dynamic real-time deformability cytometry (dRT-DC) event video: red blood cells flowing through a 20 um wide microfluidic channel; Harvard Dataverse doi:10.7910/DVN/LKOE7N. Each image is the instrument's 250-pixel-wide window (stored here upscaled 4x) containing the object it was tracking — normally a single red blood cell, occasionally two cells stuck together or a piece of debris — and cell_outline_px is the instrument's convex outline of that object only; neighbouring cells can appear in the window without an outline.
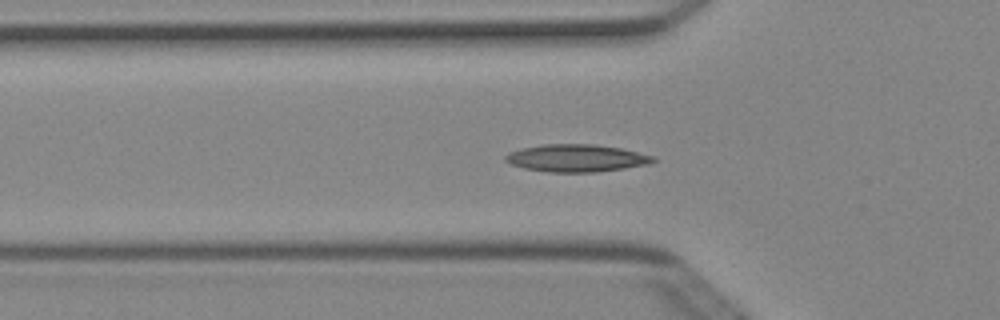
{"species": "Egyptian fruit bat (a non-hibernating species)", "species_latin": "Rousettus aegyptiacus", "temperature_condition": "cold", "stored_images_in_passage": 42, "camera_frame_rate_fps": 3000, "um_per_image_px": 0.085, "animal": {"sex": "female"}, "frame": {"image": 1, "passage_image": 7, "time_ms": 2.0, "image_size_px": [1000, 320], "cell_outline_px": [[656, 160], [648, 164], [624, 168], [596, 172], [548, 172], [524, 168], [512, 164], [504, 160], [504, 156], [508, 152], [520, 148], [540, 144], [596, 144], [620, 148], [656, 156]], "centroid_in_image_um": [48.97, 13.43], "position_along_channel_um": 76.8, "area_um2": 23.76}}
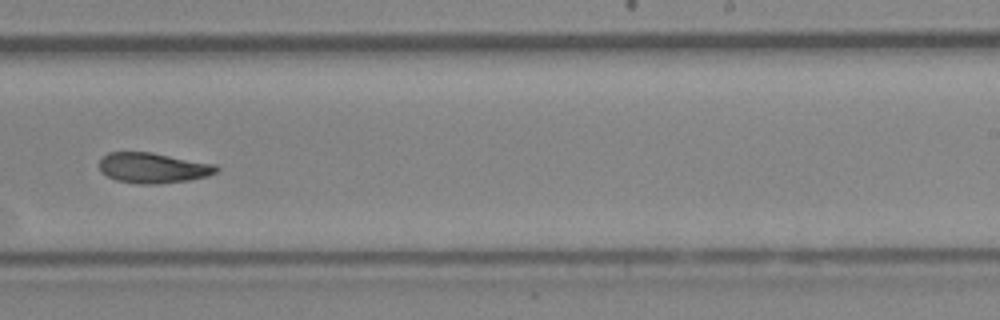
{"frame": {"image": 2, "passage_image": 22, "time_ms": 7.0, "image_size_px": [1000, 320], "cell_outline_px": [[220, 168], [216, 172], [208, 176], [188, 180], [156, 184], [140, 184], [116, 180], [100, 172], [100, 160], [108, 152], [152, 152], [216, 164]], "centroid_in_image_um": [13.03, 14.26], "position_along_channel_um": 276.0, "area_um2": 20.75}}
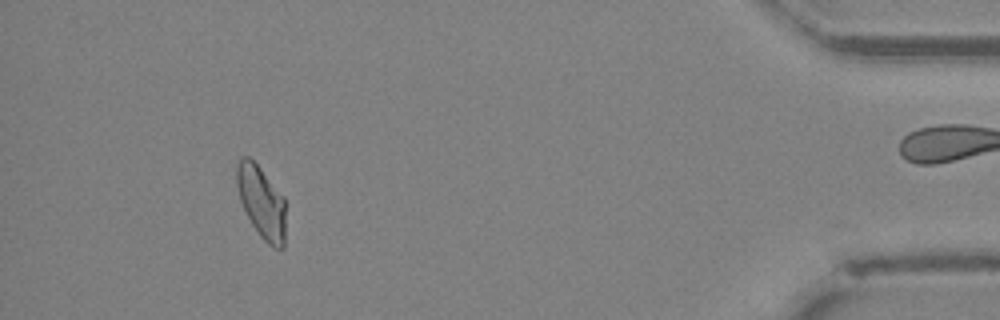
{"frame": {"image": 3, "passage_image": 37, "time_ms": 12.0, "image_size_px": [1000, 320], "cell_outline_px": [[284, 248], [272, 248], [260, 236], [252, 224], [240, 200], [236, 184], [236, 164], [244, 156], [248, 156], [260, 168], [284, 196]], "centroid_in_image_um": [22.21, 17.17], "position_along_channel_um": 413.0, "area_um2": 20.35}, "authors_computed_cell_mechanics": {"area_um2": 21.0681, "velocity_mm_per_s": 4.0044, "shape_relaxation_time_tau1_ms": 10.6726, "shape_relaxation_time_tau2_ms": 6.2203, "deformation_change_tau1": 0.2011, "deformation_change_tau2": 0.1174}}